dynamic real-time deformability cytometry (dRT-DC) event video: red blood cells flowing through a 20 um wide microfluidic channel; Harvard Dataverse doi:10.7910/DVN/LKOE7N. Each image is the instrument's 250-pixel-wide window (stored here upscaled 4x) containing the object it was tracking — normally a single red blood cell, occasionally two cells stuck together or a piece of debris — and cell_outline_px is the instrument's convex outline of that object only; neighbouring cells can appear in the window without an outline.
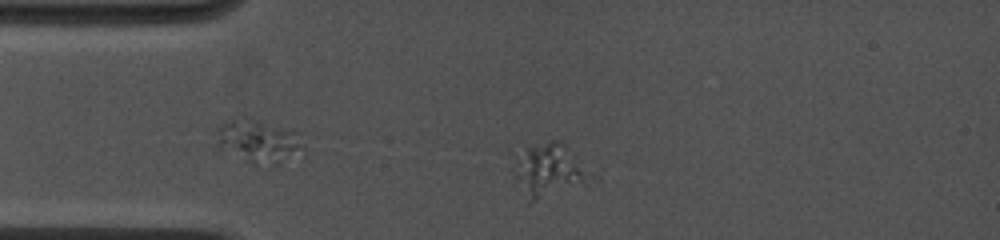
{"species": "common noctule bat (a hibernating species)", "species_latin": "Nyctalus noctula", "temperature_condition": "cold", "stored_images_in_passage": 27, "segment_of_instrument_passage": [1, 2], "camera_frame_rate_fps": 4500, "um_per_image_px": 0.085, "animal": {"sex": "female", "body_mass_g": 19.0, "forearm_length_mm": 53.3}, "frame": {"image": 1, "passage_image": 1, "time_ms": 0.0, "image_size_px": [1000, 240], "cell_outline_px": [[604, 168], [600, 180], [528, 204], [524, 204], [516, 184], [516, 176], [520, 148], [524, 144], [548, 140], [560, 140]], "centroid_in_image_um": [46.98, 14.46], "position_along_channel_um": 38.0, "area_um2": 27.4}}
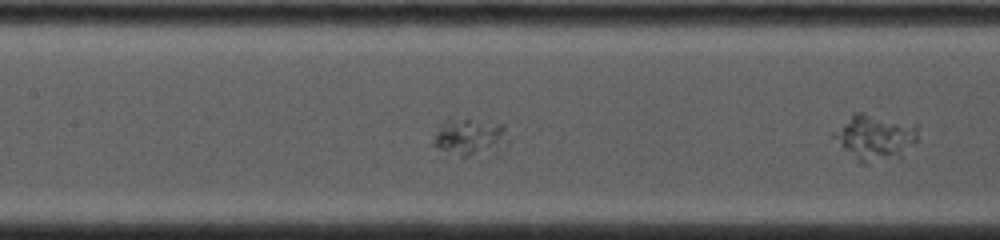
{"frame": {"image": 2, "passage_image": 12, "time_ms": 2.889, "image_size_px": [1000, 240], "cell_outline_px": [[512, 140], [500, 156], [460, 156], [440, 148], [432, 144], [432, 140], [436, 132], [448, 116], [504, 124]], "centroid_in_image_um": [40.12, 11.68], "position_along_channel_um": 167.3, "area_um2": 17.46}}
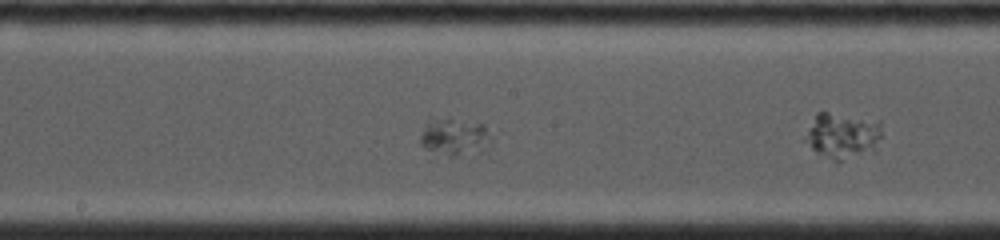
{"frame": {"image": 3, "passage_image": 19, "time_ms": 4.0, "image_size_px": [1000, 240], "cell_outline_px": [[492, 144], [484, 152], [428, 160], [420, 144], [420, 136], [428, 120], [432, 116], [452, 116], [484, 124], [492, 140]], "centroid_in_image_um": [38.55, 11.69], "position_along_channel_um": 209.7, "area_um2": 17.51}}